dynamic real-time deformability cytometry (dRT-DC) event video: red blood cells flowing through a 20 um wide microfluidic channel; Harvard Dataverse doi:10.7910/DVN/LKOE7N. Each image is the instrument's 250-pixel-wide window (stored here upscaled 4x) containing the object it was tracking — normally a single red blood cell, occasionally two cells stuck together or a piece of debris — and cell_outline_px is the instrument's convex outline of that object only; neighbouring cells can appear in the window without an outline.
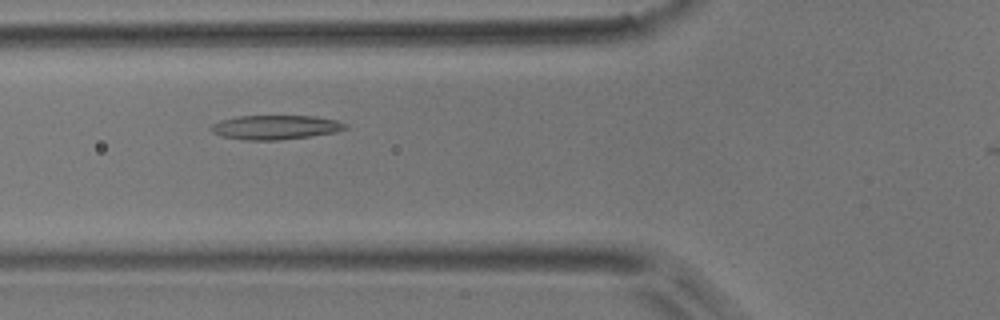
{"species": "common noctule bat (a hibernating species)", "species_latin": "Nyctalus noctula", "temperature_condition": "room temperature", "stored_images_in_passage": 32, "camera_frame_rate_fps": 3000, "um_per_image_px": 0.085, "animal": {"sex": "male", "body_mass_g": 17.9}, "frame": {"image": 1, "passage_image": 5, "time_ms": 1.333, "image_size_px": [1000, 320], "cell_outline_px": [[348, 128], [336, 132], [280, 140], [244, 140], [220, 136], [212, 132], [208, 128], [212, 124], [220, 120], [240, 116], [316, 116], [336, 120], [348, 124]], "centroid_in_image_um": [23.39, 10.82], "position_along_channel_um": 102.4, "area_um2": 19.07}}
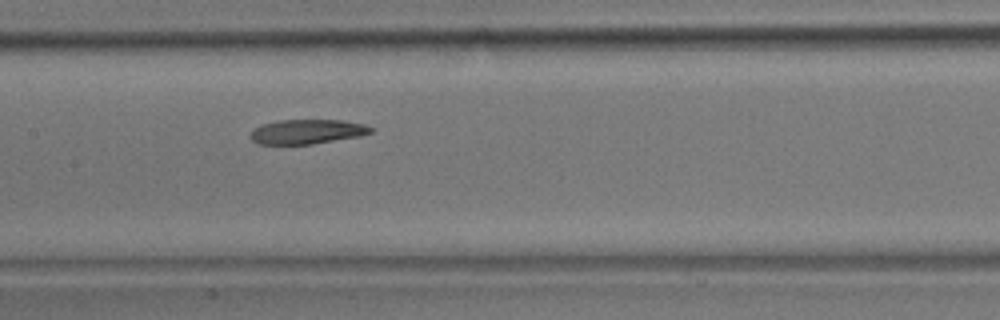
{"frame": {"image": 2, "passage_image": 11, "time_ms": 3.333, "image_size_px": [1000, 320], "cell_outline_px": [[372, 132], [360, 136], [312, 144], [256, 144], [248, 136], [252, 128], [276, 120], [344, 120], [364, 124], [372, 128]], "centroid_in_image_um": [26.05, 11.19], "position_along_channel_um": 181.3, "area_um2": 17.34}}
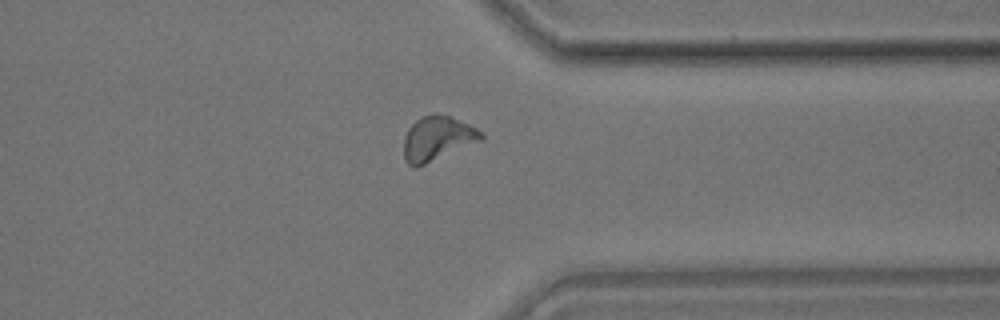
{"frame": {"image": 3, "passage_image": 26, "time_ms": 8.333, "image_size_px": [1000, 320], "cell_outline_px": [[484, 140], [416, 168], [412, 168], [404, 160], [404, 136], [408, 128], [420, 116], [432, 112], [448, 116], [460, 120], [476, 128], [484, 136]], "centroid_in_image_um": [37.16, 11.78], "position_along_channel_um": 374.2, "area_um2": 20.35}}